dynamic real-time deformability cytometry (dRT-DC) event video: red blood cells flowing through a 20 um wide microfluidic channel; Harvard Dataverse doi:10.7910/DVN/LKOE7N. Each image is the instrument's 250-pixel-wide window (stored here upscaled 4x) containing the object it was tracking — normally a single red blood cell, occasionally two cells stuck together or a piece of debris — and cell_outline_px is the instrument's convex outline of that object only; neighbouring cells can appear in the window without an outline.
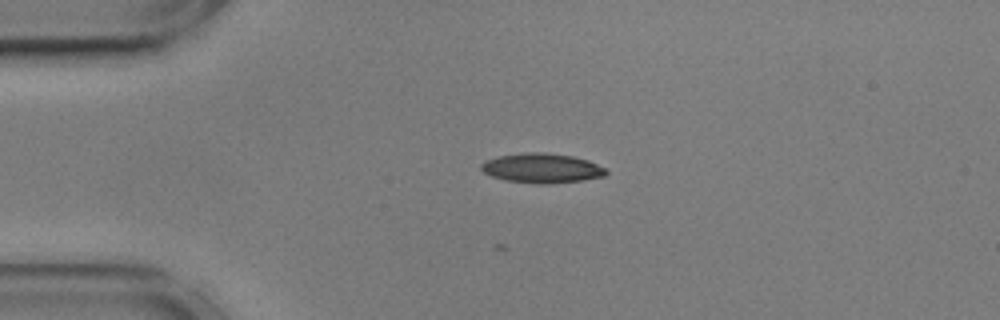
{"species": "common noctule bat (a hibernating species)", "species_latin": "Nyctalus noctula", "temperature_condition": "cold", "stored_images_in_passage": 10, "camera_frame_rate_fps": 3000, "um_per_image_px": 0.085, "animal": {"sex": "male", "body_mass_g": 17.9, "forearm_length_mm": 54.2}, "frame": {"image": 1, "passage_image": 2, "time_ms": 0.333, "image_size_px": [1000, 320], "cell_outline_px": [[608, 172], [604, 176], [580, 180], [544, 184], [536, 184], [504, 180], [492, 176], [484, 172], [480, 168], [480, 164], [484, 160], [496, 156], [524, 152], [544, 152], [572, 156], [588, 160], [608, 168]], "centroid_in_image_um": [46.03, 14.28], "position_along_channel_um": 39.0, "area_um2": 21.73}}